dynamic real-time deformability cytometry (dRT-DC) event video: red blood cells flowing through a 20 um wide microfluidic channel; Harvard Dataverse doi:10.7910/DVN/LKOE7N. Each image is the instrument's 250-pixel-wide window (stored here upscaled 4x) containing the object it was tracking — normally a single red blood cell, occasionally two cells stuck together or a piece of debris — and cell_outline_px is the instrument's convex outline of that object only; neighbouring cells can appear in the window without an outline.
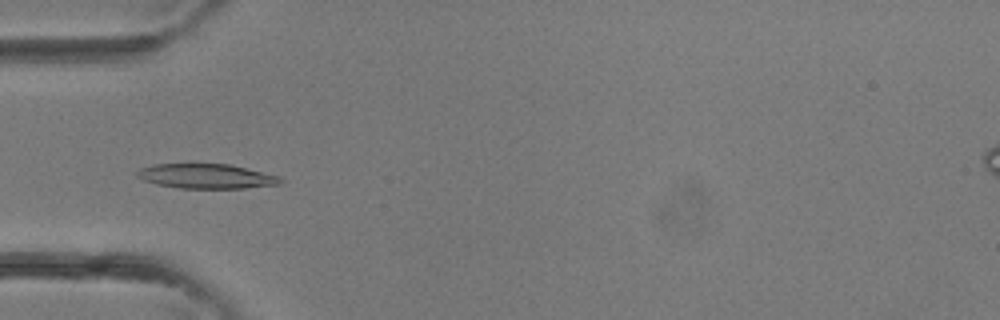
{"species": "common noctule bat (a hibernating species)", "species_latin": "Nyctalus noctula", "temperature_condition": "room temperature", "stored_images_in_passage": 4, "camera_frame_rate_fps": 3000, "um_per_image_px": 0.085, "animal": {"sex": "female"}, "frame": {"image": 1, "passage_image": 4, "time_ms": 1.0, "image_size_px": [1000, 320], "cell_outline_px": [[284, 180], [280, 184], [244, 188], [180, 188], [156, 184], [144, 180], [136, 176], [136, 172], [140, 168], [152, 164], [228, 164], [280, 176]], "centroid_in_image_um": [17.52, 14.98], "position_along_channel_um": 67.5, "area_um2": 20.52}}